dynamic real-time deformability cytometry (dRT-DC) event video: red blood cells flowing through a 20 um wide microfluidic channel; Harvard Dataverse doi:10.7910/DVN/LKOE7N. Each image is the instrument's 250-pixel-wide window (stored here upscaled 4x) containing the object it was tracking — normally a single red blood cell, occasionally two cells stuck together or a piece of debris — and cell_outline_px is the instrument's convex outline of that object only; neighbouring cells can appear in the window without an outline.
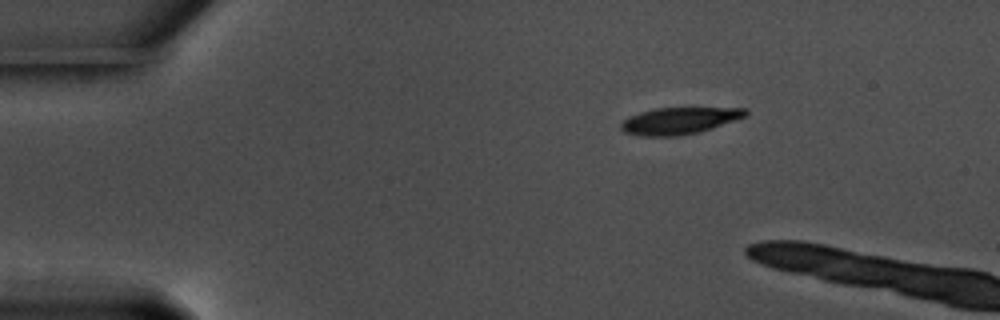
{"species": "common noctule bat (a hibernating species)", "species_latin": "Nyctalus noctula", "temperature_condition": "warm", "stored_images_in_passage": 5, "camera_frame_rate_fps": 3000, "um_per_image_px": 0.085, "animal": {"sex": "male", "body_mass_g": 17.5, "forearm_length_mm": 52.3}, "frame": {"image": 1, "passage_image": 1, "time_ms": 0.0, "image_size_px": [1000, 320], "cell_outline_px": [[748, 112], [744, 116], [712, 128], [696, 132], [676, 136], [644, 136], [624, 132], [620, 128], [620, 124], [624, 120], [640, 112], [656, 108], [748, 108]], "centroid_in_image_um": [57.71, 10.26], "position_along_channel_um": 27.3, "area_um2": 19.02}}